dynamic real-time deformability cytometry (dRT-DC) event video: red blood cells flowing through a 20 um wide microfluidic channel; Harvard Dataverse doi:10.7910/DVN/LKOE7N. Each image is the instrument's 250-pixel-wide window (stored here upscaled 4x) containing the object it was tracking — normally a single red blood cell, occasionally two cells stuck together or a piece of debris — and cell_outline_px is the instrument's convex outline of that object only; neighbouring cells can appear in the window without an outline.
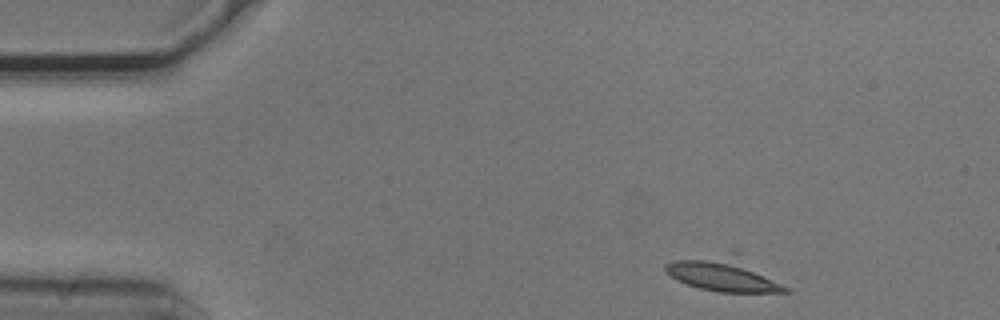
{"species": "common noctule bat (a hibernating species)", "species_latin": "Nyctalus noctula", "temperature_condition": "cold", "stored_images_in_passage": 3, "camera_frame_rate_fps": 3000, "um_per_image_px": 0.085, "animal": {"sex": "male", "body_mass_g": 20.5, "forearm_length_mm": 52.5}, "frame": {"image": 1, "passage_image": 1, "time_ms": 0.0, "image_size_px": [1000, 320], "cell_outline_px": [[792, 292], [720, 292], [700, 288], [676, 280], [664, 268], [664, 264], [676, 260], [732, 248], [740, 248], [788, 288]], "centroid_in_image_um": [61.64, 23.19], "position_along_channel_um": 23.4, "area_um2": 25.66}}